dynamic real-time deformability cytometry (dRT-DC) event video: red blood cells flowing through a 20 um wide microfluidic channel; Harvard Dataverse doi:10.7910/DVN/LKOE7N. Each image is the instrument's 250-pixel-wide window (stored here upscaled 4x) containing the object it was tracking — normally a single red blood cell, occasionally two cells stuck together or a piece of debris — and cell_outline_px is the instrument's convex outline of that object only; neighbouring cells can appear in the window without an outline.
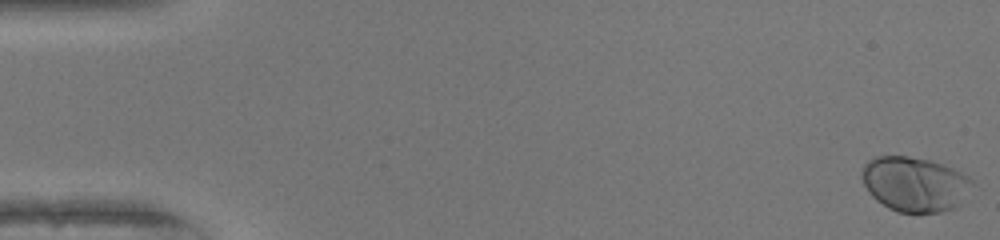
{"species": "human", "species_latin": "Homo sapiens", "temperature_condition": "warm", "stored_images_in_passage": 50, "camera_frame_rate_fps": 3000, "um_per_image_px": 0.085, "donor": {"sex": "female"}, "frame": {"image": 1, "passage_image": 1, "time_ms": 0.0, "image_size_px": [1000, 240], "cell_outline_px": [[976, 184], [952, 208], [940, 212], [896, 212], [888, 208], [876, 200], [872, 196], [864, 184], [860, 176], [860, 172], [864, 164], [872, 156], [908, 156], [928, 160], [944, 164], [968, 176]], "centroid_in_image_um": [77.71, 15.63], "position_along_channel_um": 7.3, "area_um2": 35.2}}
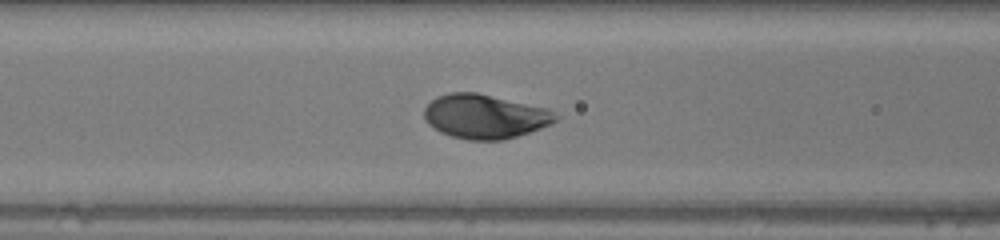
{"frame": {"image": 2, "passage_image": 22, "time_ms": 7.0, "image_size_px": [1000, 240], "cell_outline_px": [[560, 116], [556, 120], [540, 128], [516, 136], [500, 140], [468, 140], [452, 136], [440, 132], [428, 124], [424, 116], [424, 108], [436, 96], [448, 92], [476, 92], [548, 108], [556, 112]], "centroid_in_image_um": [41.2, 9.88], "position_along_channel_um": 125.4, "area_um2": 33.81}}
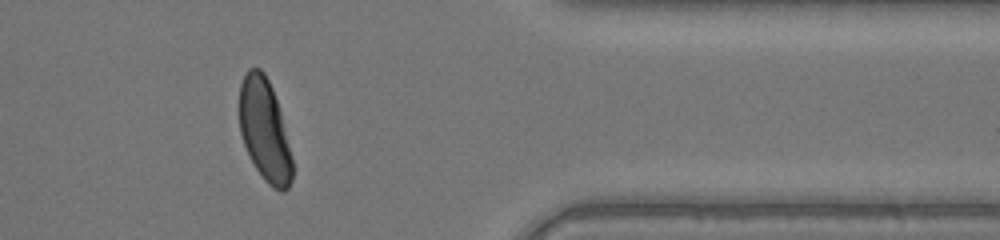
{"frame": {"image": 3, "passage_image": 43, "time_ms": 14.0, "image_size_px": [1000, 240], "cell_outline_px": [[292, 180], [288, 188], [284, 192], [280, 192], [268, 184], [264, 180], [256, 168], [244, 144], [240, 132], [240, 84], [248, 68], [260, 68], [264, 72], [272, 88], [280, 112], [292, 156]], "centroid_in_image_um": [22.5, 11.08], "position_along_channel_um": 388.9, "area_um2": 31.15}}